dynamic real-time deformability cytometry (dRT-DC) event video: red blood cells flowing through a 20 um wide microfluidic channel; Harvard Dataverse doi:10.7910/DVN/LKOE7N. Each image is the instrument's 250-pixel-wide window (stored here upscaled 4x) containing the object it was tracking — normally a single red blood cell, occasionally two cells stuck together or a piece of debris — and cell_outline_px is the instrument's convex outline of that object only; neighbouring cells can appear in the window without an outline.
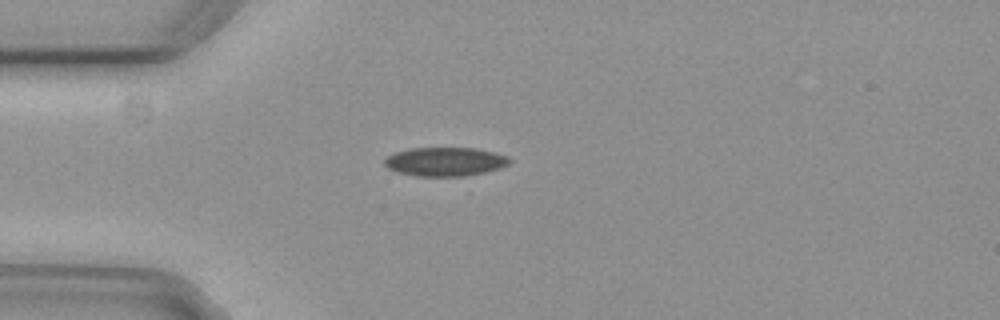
{"species": "common noctule bat (a hibernating species)", "species_latin": "Nyctalus noctula", "temperature_condition": "cold", "stored_images_in_passage": 3, "camera_frame_rate_fps": 3000, "um_per_image_px": 0.085, "animal": {"sex": "female", "body_mass_g": 29.2, "forearm_length_mm": 56.3}, "frame": {"image": 1, "passage_image": 2, "time_ms": 0.333, "image_size_px": [1000, 320], "cell_outline_px": [[512, 160], [508, 164], [500, 168], [460, 180], [416, 176], [400, 172], [388, 168], [384, 164], [384, 160], [388, 156], [396, 152], [408, 148], [476, 148], [508, 156]], "centroid_in_image_um": [37.88, 13.79], "position_along_channel_um": 47.1, "area_um2": 21.91}}